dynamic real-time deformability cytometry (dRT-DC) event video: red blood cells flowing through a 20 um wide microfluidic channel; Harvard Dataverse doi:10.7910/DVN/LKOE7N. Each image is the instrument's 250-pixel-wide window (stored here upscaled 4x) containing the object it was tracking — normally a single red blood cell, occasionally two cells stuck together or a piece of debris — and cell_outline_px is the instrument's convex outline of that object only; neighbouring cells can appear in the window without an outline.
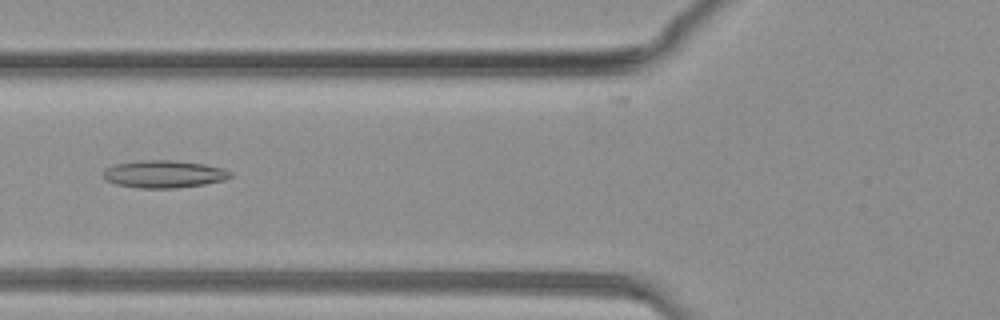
{"species": "common noctule bat (a hibernating species)", "species_latin": "Nyctalus noctula", "temperature_condition": "warm", "stored_images_in_passage": 28, "camera_frame_rate_fps": 3000, "um_per_image_px": 0.085, "animal": {"sex": "female", "body_mass_g": 19.3, "forearm_length_mm": 54.1}, "frame": {"image": 1, "passage_image": 8, "time_ms": 2.333, "image_size_px": [1000, 320], "cell_outline_px": [[232, 176], [224, 180], [204, 184], [176, 188], [136, 188], [116, 184], [108, 180], [104, 176], [104, 168], [116, 164], [144, 160], [172, 160], [204, 164], [224, 168], [232, 172]], "centroid_in_image_um": [13.96, 14.8], "position_along_channel_um": 111.8, "area_um2": 20.29}}
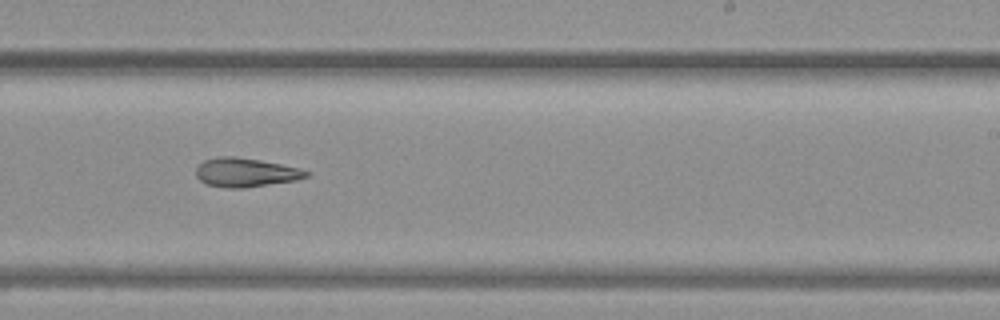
{"frame": {"image": 2, "passage_image": 18, "time_ms": 5.667, "image_size_px": [1000, 320], "cell_outline_px": [[308, 176], [296, 180], [244, 188], [224, 188], [204, 184], [196, 176], [196, 168], [204, 160], [220, 156], [232, 156], [260, 160], [300, 168], [308, 172]], "centroid_in_image_um": [20.84, 14.66], "position_along_channel_um": 268.2, "area_um2": 18.55}}
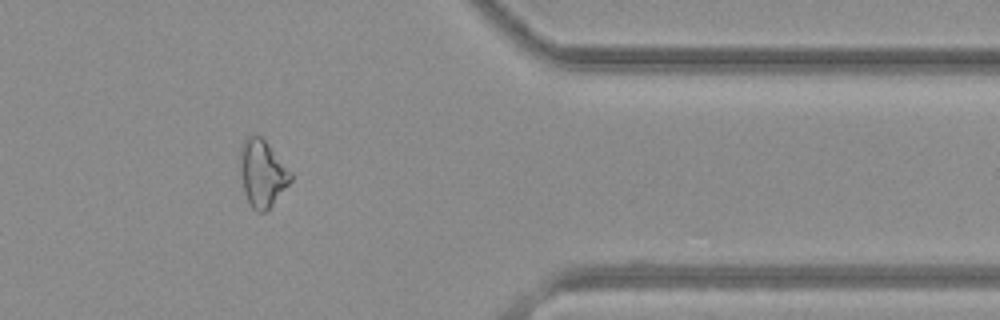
{"frame": {"image": 3, "passage_image": 27, "time_ms": 8.667, "image_size_px": [1000, 320], "cell_outline_px": [[292, 180], [272, 204], [264, 212], [256, 212], [252, 208], [244, 192], [240, 172], [240, 144], [252, 132], [256, 132], [268, 144], [292, 172]], "centroid_in_image_um": [22.27, 14.69], "position_along_channel_um": 389.1, "area_um2": 19.77}}